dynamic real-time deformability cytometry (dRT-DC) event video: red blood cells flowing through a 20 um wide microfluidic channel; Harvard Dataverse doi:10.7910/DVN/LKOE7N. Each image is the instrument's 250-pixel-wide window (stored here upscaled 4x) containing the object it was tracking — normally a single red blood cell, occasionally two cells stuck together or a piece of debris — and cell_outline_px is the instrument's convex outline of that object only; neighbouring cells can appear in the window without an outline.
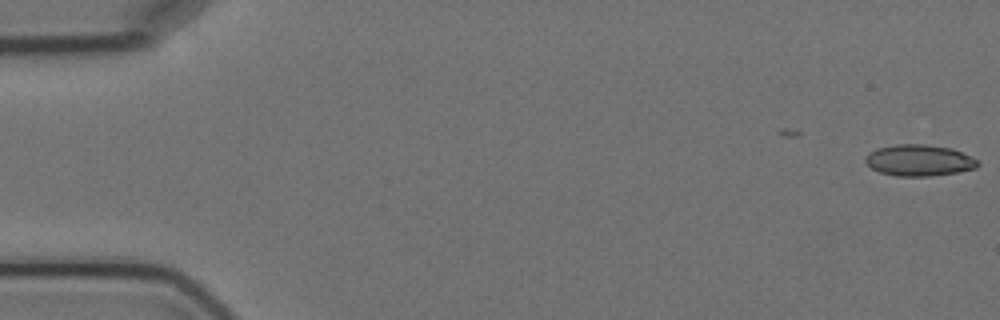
{"species": "Egyptian fruit bat (a non-hibernating species)", "species_latin": "Rousettus aegyptiacus", "temperature_condition": "cold", "stored_images_in_passage": 15, "camera_frame_rate_fps": 3000, "um_per_image_px": 0.085, "animal": {"sex": "female"}, "frame": {"image": 1, "passage_image": 1, "time_ms": 0.0, "image_size_px": [1000, 320], "cell_outline_px": [[980, 164], [976, 168], [956, 172], [932, 176], [896, 176], [880, 172], [872, 168], [864, 160], [864, 156], [868, 152], [876, 148], [896, 144], [924, 144], [952, 148], [976, 160]], "centroid_in_image_um": [78.07, 13.62], "position_along_channel_um": 6.9, "area_um2": 20.46}}
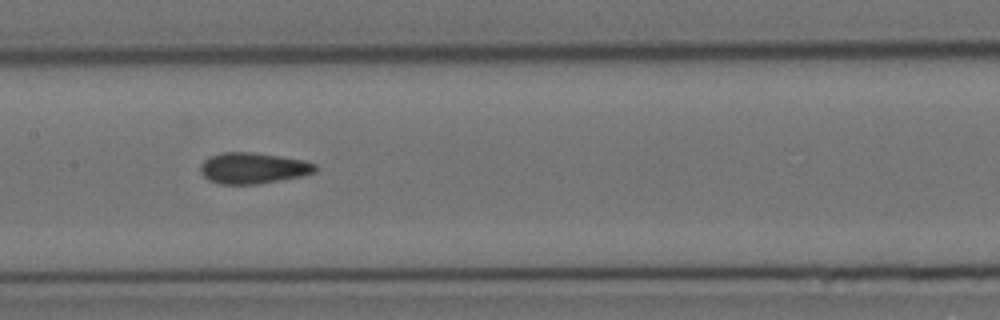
{"frame": {"image": 2, "passage_image": 8, "time_ms": 9.0, "image_size_px": [1000, 320], "cell_outline_px": [[316, 172], [300, 176], [260, 184], [220, 184], [208, 180], [200, 172], [200, 164], [204, 160], [220, 152], [252, 152], [280, 156], [304, 160], [316, 164]], "centroid_in_image_um": [21.49, 14.29], "position_along_channel_um": 185.9, "area_um2": 20.81}}
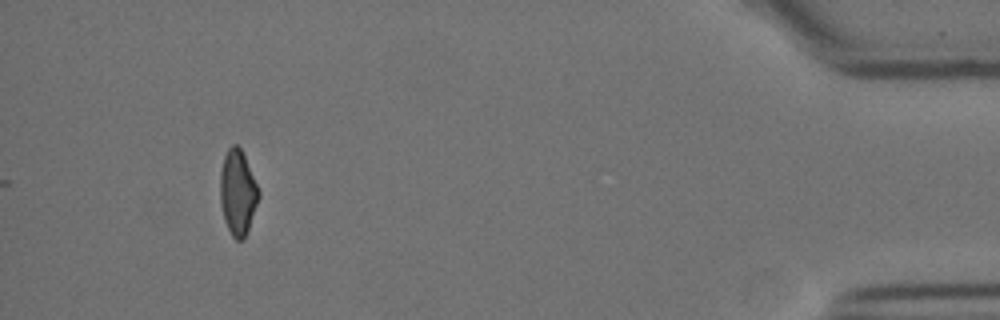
{"frame": {"image": 3, "passage_image": 14, "time_ms": 17.333, "image_size_px": [1000, 320], "cell_outline_px": [[260, 196], [244, 240], [236, 240], [232, 236], [224, 220], [220, 204], [220, 172], [224, 156], [228, 148], [232, 144], [236, 144], [240, 148], [244, 156], [260, 192]], "centroid_in_image_um": [20.19, 16.37], "position_along_channel_um": 415.0, "area_um2": 19.02}, "authors_computed_cell_mechanics": {"area_um2": 20.4612, "velocity_mm_per_s": 3.5391, "shape_relaxation_time_tau1_ms": 10.7196, "shape_relaxation_time_tau2_ms": null, "deformation_change_tau1": 0.1714, "deformation_change_tau2": null}}